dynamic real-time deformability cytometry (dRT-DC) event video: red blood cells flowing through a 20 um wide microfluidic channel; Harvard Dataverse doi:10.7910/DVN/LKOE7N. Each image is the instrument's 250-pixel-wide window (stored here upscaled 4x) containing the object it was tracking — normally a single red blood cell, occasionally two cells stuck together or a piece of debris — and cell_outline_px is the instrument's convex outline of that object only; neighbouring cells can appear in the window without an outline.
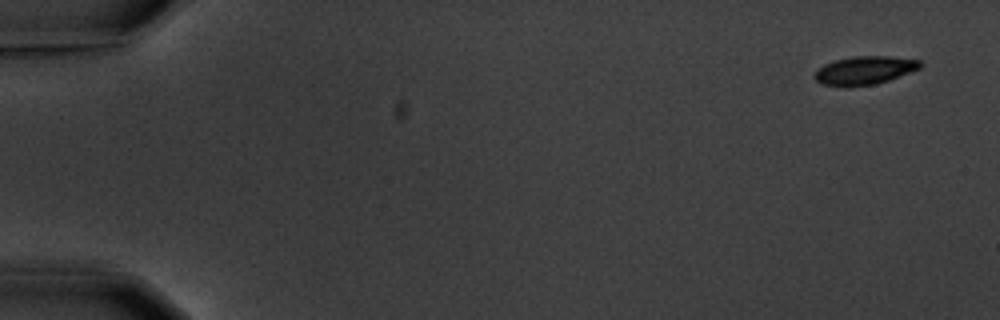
{"species": "common noctule bat (a hibernating species)", "species_latin": "Nyctalus noctula", "temperature_condition": "warm", "stored_images_in_passage": 5, "camera_frame_rate_fps": 3000, "um_per_image_px": 0.085, "animal": {"sex": "male", "body_mass_g": 20.1, "forearm_length_mm": 53.5}, "frame": {"image": 1, "passage_image": 1, "time_ms": 0.0, "image_size_px": [1000, 320], "cell_outline_px": [[924, 64], [920, 68], [888, 80], [876, 84], [848, 88], [820, 84], [812, 76], [824, 64], [836, 60], [856, 56], [888, 56], [920, 60]], "centroid_in_image_um": [73.47, 6.0], "position_along_channel_um": 11.5, "area_um2": 17.57}}
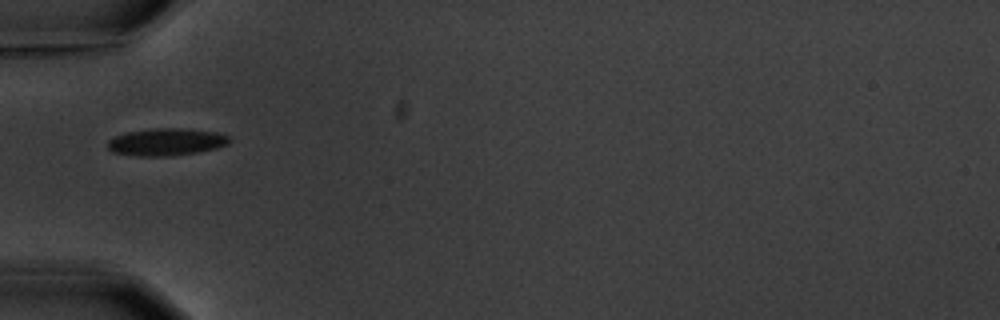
{"frame": {"image": 2, "passage_image": 5, "time_ms": 5.667, "image_size_px": [1000, 320], "cell_outline_px": [[232, 140], [228, 144], [216, 148], [196, 152], [172, 156], [136, 156], [112, 152], [108, 148], [108, 140], [124, 132], [152, 128], [184, 128], [216, 132], [228, 136]], "centroid_in_image_um": [14.12, 12.06], "position_along_channel_um": 70.9, "area_um2": 19.48}}